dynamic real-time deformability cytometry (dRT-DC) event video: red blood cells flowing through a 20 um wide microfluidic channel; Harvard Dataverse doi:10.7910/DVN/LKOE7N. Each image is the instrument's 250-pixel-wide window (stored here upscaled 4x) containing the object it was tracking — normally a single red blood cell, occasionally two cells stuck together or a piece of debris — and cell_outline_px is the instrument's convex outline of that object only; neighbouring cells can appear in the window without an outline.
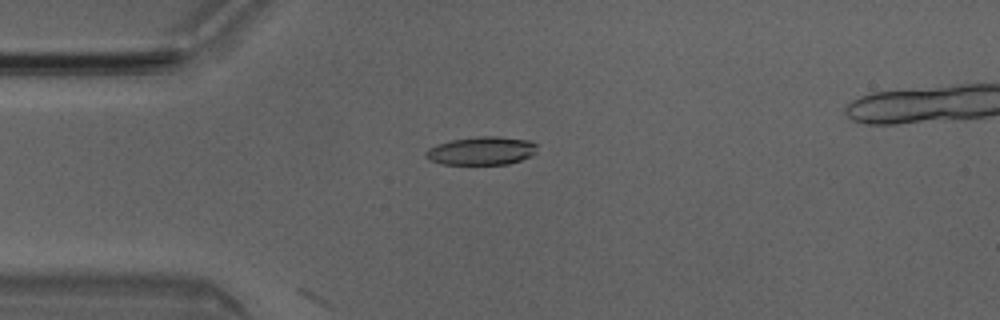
{"species": "Egyptian fruit bat (a non-hibernating species)", "species_latin": "Rousettus aegyptiacus", "temperature_condition": "room temperature", "stored_images_in_passage": 7, "camera_frame_rate_fps": 3000, "um_per_image_px": 0.085, "animal": {"sex": "male"}, "frame": {"image": 1, "passage_image": 4, "time_ms": 1.0, "image_size_px": [1000, 320], "cell_outline_px": [[536, 152], [532, 156], [508, 164], [440, 164], [428, 160], [424, 156], [424, 152], [428, 148], [436, 144], [452, 140], [476, 136], [496, 136], [528, 140], [536, 144]], "centroid_in_image_um": [40.88, 12.82], "position_along_channel_um": 44.1, "area_um2": 18.5}}